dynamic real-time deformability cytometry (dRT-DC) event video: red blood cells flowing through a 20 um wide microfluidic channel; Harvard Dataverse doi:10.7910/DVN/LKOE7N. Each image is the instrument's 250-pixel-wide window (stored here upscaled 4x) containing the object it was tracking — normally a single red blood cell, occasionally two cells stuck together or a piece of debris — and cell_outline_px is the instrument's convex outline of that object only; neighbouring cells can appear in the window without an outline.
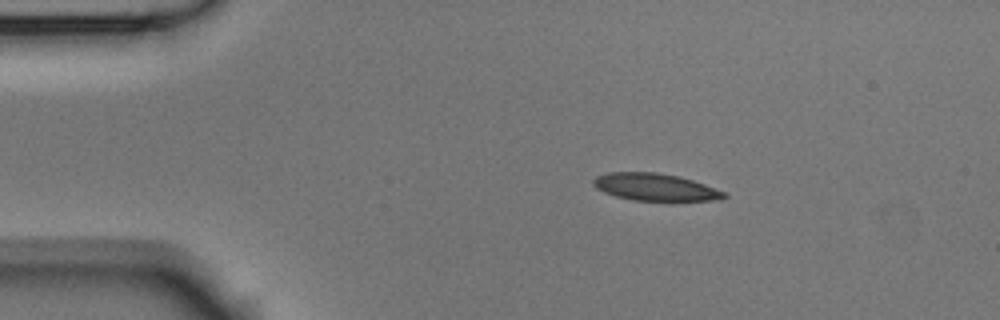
{"species": "Egyptian fruit bat (a non-hibernating species)", "species_latin": "Rousettus aegyptiacus", "temperature_condition": "room temperature", "stored_images_in_passage": 6, "camera_frame_rate_fps": 3000, "um_per_image_px": 0.085, "animal": {"sex": "male"}, "frame": {"image": 1, "passage_image": 2, "time_ms": 0.333, "image_size_px": [1000, 320], "cell_outline_px": [[728, 196], [720, 200], [632, 200], [616, 196], [604, 192], [596, 188], [592, 184], [592, 180], [596, 176], [608, 172], [656, 172], [680, 176], [728, 192]], "centroid_in_image_um": [55.7, 15.89], "position_along_channel_um": 29.3, "area_um2": 20.81}}
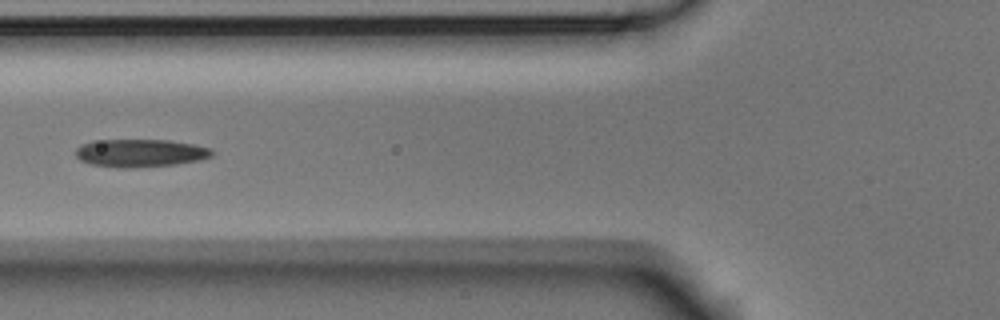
{"frame": {"image": 2, "passage_image": 5, "time_ms": 1.333, "image_size_px": [1000, 320], "cell_outline_px": [[212, 156], [200, 160], [176, 164], [128, 168], [120, 168], [92, 164], [80, 160], [76, 156], [76, 148], [80, 144], [92, 140], [168, 140], [192, 144], [212, 148]], "centroid_in_image_um": [11.9, 13.0], "position_along_channel_um": 113.9, "area_um2": 22.14}}
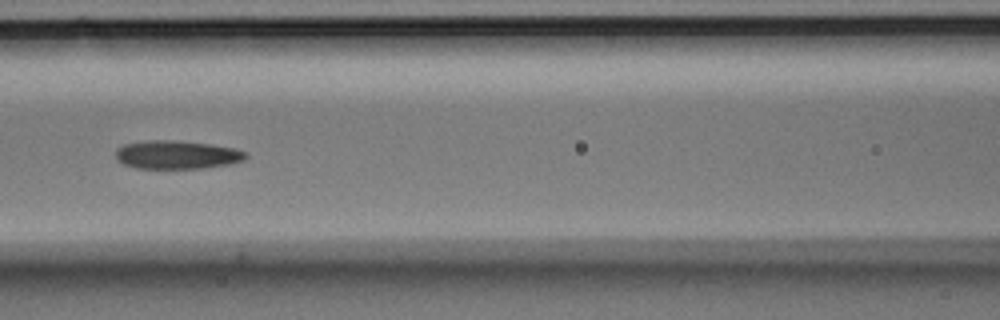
{"frame": {"image": 3, "passage_image": 6, "time_ms": 1.667, "image_size_px": [1000, 320], "cell_outline_px": [[248, 156], [244, 160], [228, 164], [204, 168], [136, 168], [124, 164], [116, 156], [116, 148], [124, 144], [148, 140], [172, 140], [212, 144], [236, 148], [248, 152]], "centroid_in_image_um": [15.08, 13.14], "position_along_channel_um": 151.5, "area_um2": 21.56}}